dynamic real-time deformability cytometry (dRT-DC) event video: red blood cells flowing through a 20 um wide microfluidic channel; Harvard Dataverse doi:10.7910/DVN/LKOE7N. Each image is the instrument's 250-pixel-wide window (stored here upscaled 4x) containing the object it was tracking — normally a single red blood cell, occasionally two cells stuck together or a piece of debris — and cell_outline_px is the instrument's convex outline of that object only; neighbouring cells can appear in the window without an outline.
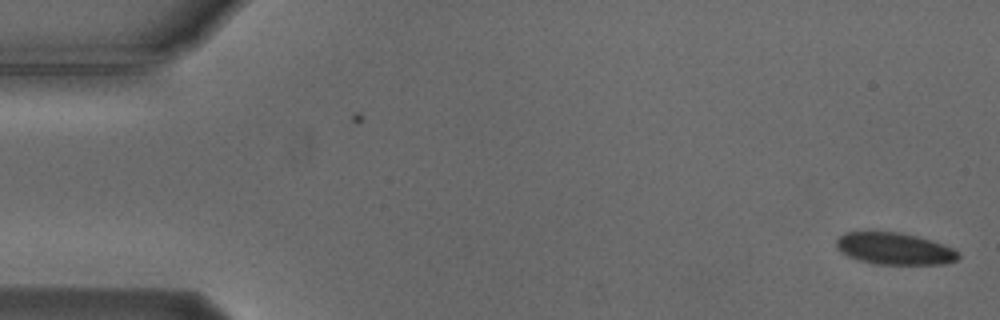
{"species": "Egyptian fruit bat (a non-hibernating species)", "species_latin": "Rousettus aegyptiacus", "temperature_condition": "cold", "stored_images_in_passage": 8, "camera_frame_rate_fps": 3000, "um_per_image_px": 0.085, "animal": {"sex": "male"}, "frame": {"image": 1, "passage_image": 1, "time_ms": 0.0, "image_size_px": [1000, 320], "cell_outline_px": [[960, 256], [956, 260], [944, 264], [872, 264], [848, 256], [840, 252], [836, 248], [836, 240], [844, 232], [900, 232], [916, 236], [952, 248]], "centroid_in_image_um": [75.97, 21.14], "position_along_channel_um": 9.0, "area_um2": 22.43}}